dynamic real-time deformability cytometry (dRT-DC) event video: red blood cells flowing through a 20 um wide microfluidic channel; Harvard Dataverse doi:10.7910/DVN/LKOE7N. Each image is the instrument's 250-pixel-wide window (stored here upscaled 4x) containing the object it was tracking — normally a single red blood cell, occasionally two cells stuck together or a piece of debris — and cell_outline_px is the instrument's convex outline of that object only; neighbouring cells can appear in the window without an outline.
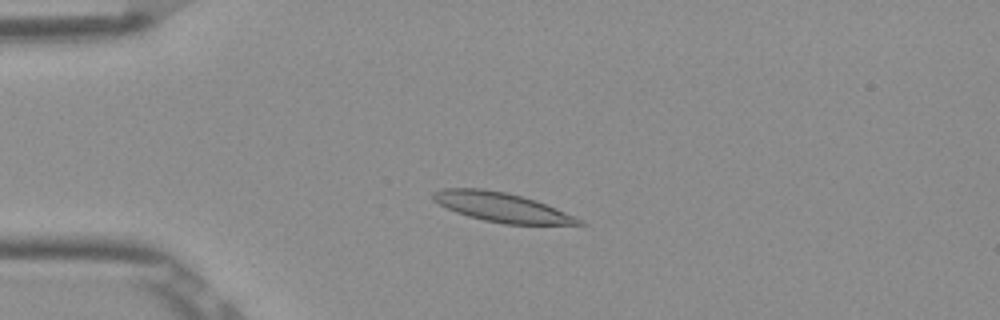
{"species": "Egyptian fruit bat (a non-hibernating species)", "species_latin": "Rousettus aegyptiacus", "temperature_condition": "room temperature", "stored_images_in_passage": 53, "camera_frame_rate_fps": 3000, "um_per_image_px": 0.085, "frame": {"image": 1, "passage_image": 13, "time_ms": 4.0, "image_size_px": [1000, 320], "cell_outline_px": [[588, 224], [504, 224], [484, 220], [468, 216], [456, 212], [432, 200], [432, 192], [444, 188], [484, 188], [508, 192], [536, 200], [576, 216], [584, 220]], "centroid_in_image_um": [42.66, 17.6], "position_along_channel_um": 42.3, "area_um2": 24.97}}
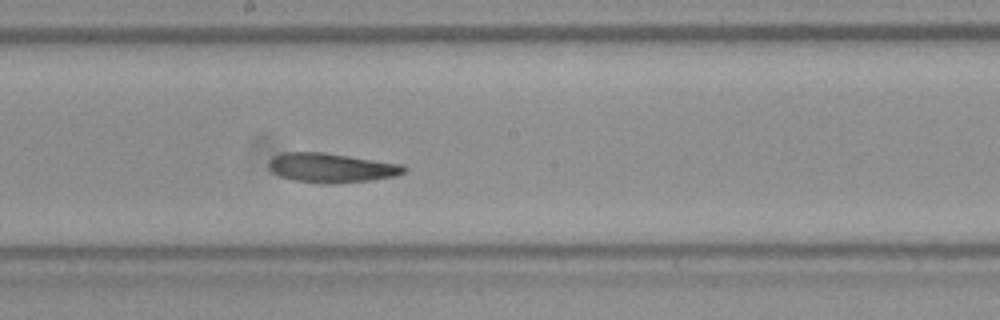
{"frame": {"image": 2, "passage_image": 29, "time_ms": 9.333, "image_size_px": [1000, 320], "cell_outline_px": [[408, 168], [404, 172], [396, 176], [372, 180], [296, 180], [280, 176], [272, 172], [268, 168], [268, 160], [272, 156], [284, 152], [324, 152], [404, 164]], "centroid_in_image_um": [28.17, 14.19], "position_along_channel_um": 220.0, "area_um2": 22.25}}
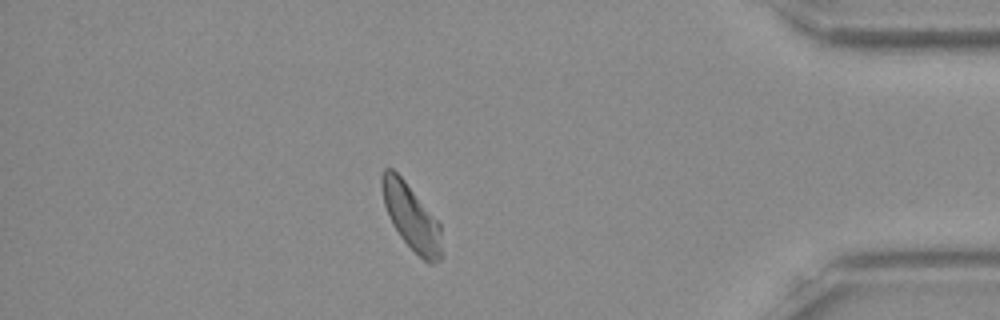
{"frame": {"image": 3, "passage_image": 46, "time_ms": 15.0, "image_size_px": [1000, 320], "cell_outline_px": [[440, 260], [432, 264], [428, 264], [400, 236], [392, 224], [384, 204], [380, 184], [380, 176], [384, 168], [392, 168], [404, 180], [440, 224]], "centroid_in_image_um": [34.91, 18.42], "position_along_channel_um": 400.3, "area_um2": 22.31}, "authors_computed_cell_mechanics": {"area_um2": 23.4668, "velocity_mm_per_s": 3.8387, "shape_relaxation_time_tau1_ms": 5.7655, "shape_relaxation_time_tau2_ms": 4.6269, "deformation_change_tau1": 0.1768, "deformation_change_tau2": 0.1437}}